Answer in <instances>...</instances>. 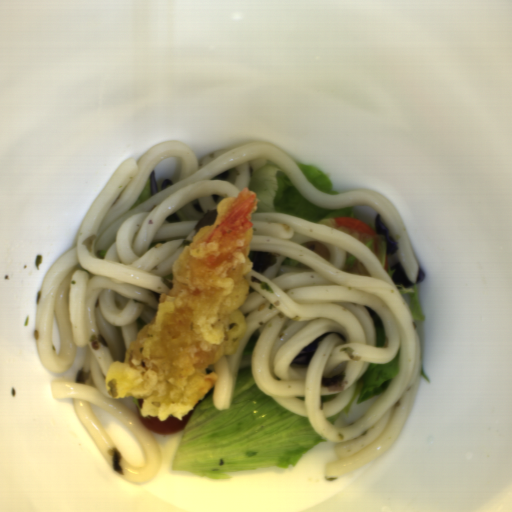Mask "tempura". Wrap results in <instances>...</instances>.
<instances>
[{
  "instance_id": "8679c707",
  "label": "tempura",
  "mask_w": 512,
  "mask_h": 512,
  "mask_svg": "<svg viewBox=\"0 0 512 512\" xmlns=\"http://www.w3.org/2000/svg\"><path fill=\"white\" fill-rule=\"evenodd\" d=\"M256 191L240 190L217 205L213 224L199 229L171 268L152 320L104 383L110 399L140 398L143 418L177 421L215 386L216 362L243 338L250 292L249 244Z\"/></svg>"
}]
</instances>
